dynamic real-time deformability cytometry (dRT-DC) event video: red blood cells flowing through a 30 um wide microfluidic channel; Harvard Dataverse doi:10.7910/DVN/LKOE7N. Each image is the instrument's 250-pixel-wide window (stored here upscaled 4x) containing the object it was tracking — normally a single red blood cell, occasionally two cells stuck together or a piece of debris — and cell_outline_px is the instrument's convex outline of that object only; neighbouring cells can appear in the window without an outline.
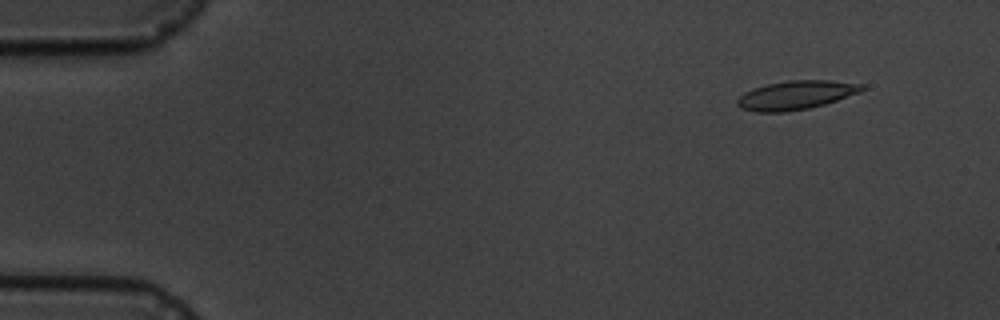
{"species": "common noctule bat (a hibernating species)", "species_latin": "Nyctalus noctula", "temperature_condition": "cold", "stored_images_in_passage": 9, "camera_frame_rate_fps": 3000, "um_per_image_px": 0.085, "animal": {"sex": "male", "body_mass_g": 19.5, "forearm_length_mm": 54.6}, "frame": {"image": 1, "passage_image": 1, "time_ms": 0.0, "image_size_px": [1000, 320], "cell_outline_px": [[864, 88], [860, 92], [824, 104], [808, 108], [784, 112], [756, 112], [740, 108], [736, 104], [736, 100], [744, 92], [752, 88], [768, 84], [788, 80], [832, 80], [864, 84]], "centroid_in_image_um": [67.62, 8.08], "position_along_channel_um": 17.4, "area_um2": 20.92}}
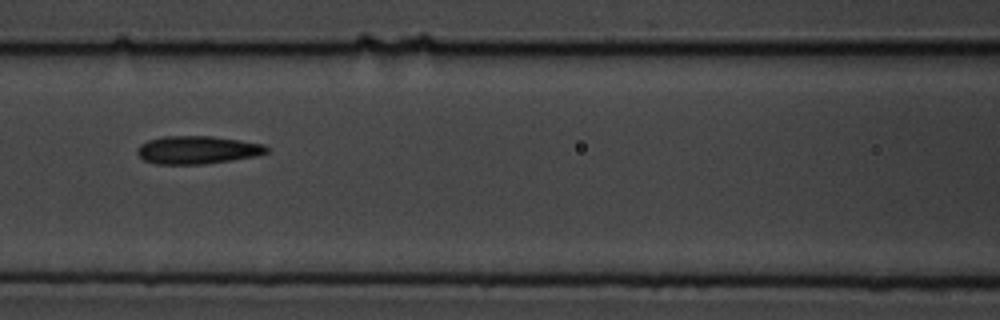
{"frame": {"image": 2, "passage_image": 7, "time_ms": 6.667, "image_size_px": [1000, 320], "cell_outline_px": [[268, 152], [256, 156], [204, 164], [156, 164], [144, 160], [136, 152], [140, 144], [148, 140], [160, 136], [212, 136], [240, 140], [264, 144], [268, 148]], "centroid_in_image_um": [16.76, 12.73], "position_along_channel_um": 149.8, "area_um2": 21.1}}
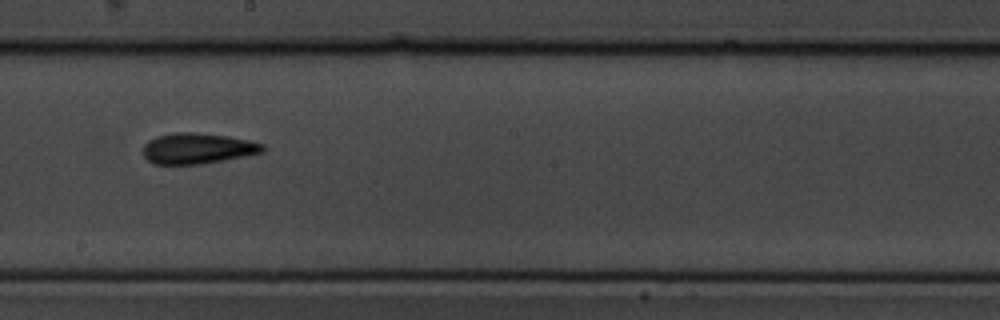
{"frame": {"image": 3, "passage_image": 9, "time_ms": 9.0, "image_size_px": [1000, 320], "cell_outline_px": [[264, 152], [224, 160], [200, 164], [152, 164], [144, 156], [144, 144], [148, 140], [156, 136], [172, 132], [192, 132], [228, 136], [248, 140], [264, 144]], "centroid_in_image_um": [16.77, 12.61], "position_along_channel_um": 231.4, "area_um2": 21.44}}